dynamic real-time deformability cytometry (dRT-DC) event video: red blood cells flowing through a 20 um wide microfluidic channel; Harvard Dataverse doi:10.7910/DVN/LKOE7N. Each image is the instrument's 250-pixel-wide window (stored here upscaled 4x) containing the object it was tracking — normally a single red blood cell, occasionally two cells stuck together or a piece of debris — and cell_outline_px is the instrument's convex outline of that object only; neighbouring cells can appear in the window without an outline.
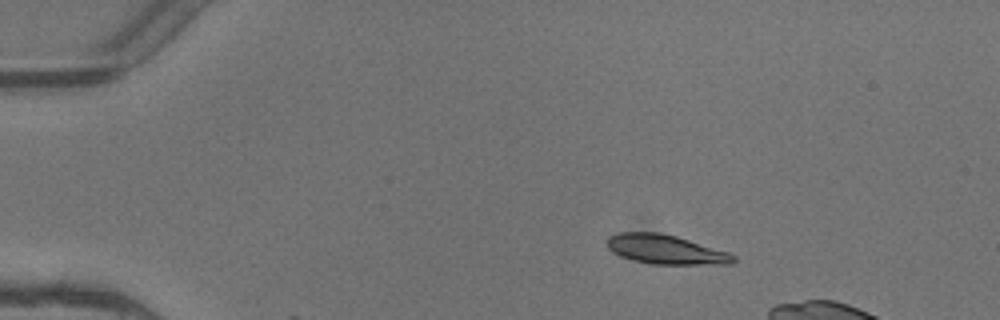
{"species": "common noctule bat (a hibernating species)", "species_latin": "Nyctalus noctula", "temperature_condition": "warm", "stored_images_in_passage": 3, "camera_frame_rate_fps": 3000, "um_per_image_px": 0.085, "animal": {"sex": "female"}, "frame": {"image": 1, "passage_image": 1, "time_ms": 0.0, "image_size_px": [1000, 320], "cell_outline_px": [[736, 260], [732, 264], [652, 264], [636, 260], [612, 252], [608, 248], [608, 236], [620, 232], [660, 232], [676, 236], [728, 252], [736, 256]], "centroid_in_image_um": [56.61, 21.2], "position_along_channel_um": 28.4, "area_um2": 21.33}}